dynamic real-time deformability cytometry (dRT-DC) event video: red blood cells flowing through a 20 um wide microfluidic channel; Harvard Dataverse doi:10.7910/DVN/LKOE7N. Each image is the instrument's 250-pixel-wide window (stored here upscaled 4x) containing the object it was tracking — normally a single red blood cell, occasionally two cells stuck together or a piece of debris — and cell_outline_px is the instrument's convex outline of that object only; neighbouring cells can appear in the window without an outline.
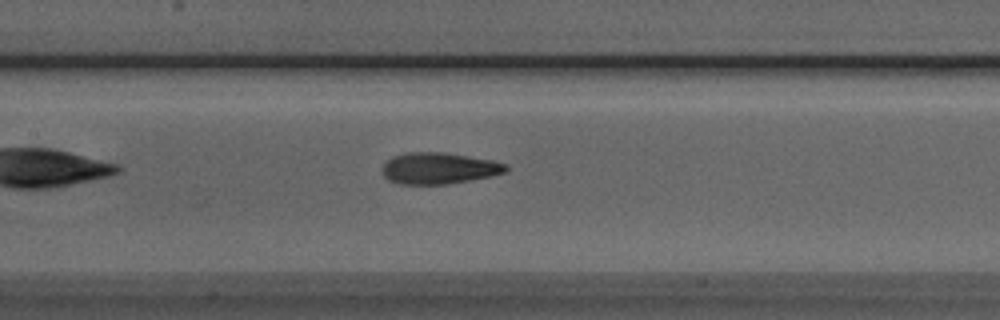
{"species": "Egyptian fruit bat (a non-hibernating species)", "species_latin": "Rousettus aegyptiacus", "temperature_condition": "room temperature", "stored_images_in_passage": 37, "camera_frame_rate_fps": 3000, "um_per_image_px": 0.085, "animal": {"sex": "male"}, "frame": {"image": 1, "passage_image": 9, "time_ms": 2.667, "image_size_px": [1000, 320], "cell_outline_px": [[508, 172], [448, 184], [400, 184], [388, 180], [384, 176], [384, 164], [392, 156], [404, 152], [444, 152], [492, 160], [508, 164]], "centroid_in_image_um": [37.31, 14.29], "position_along_channel_um": 170.1, "area_um2": 22.54}}
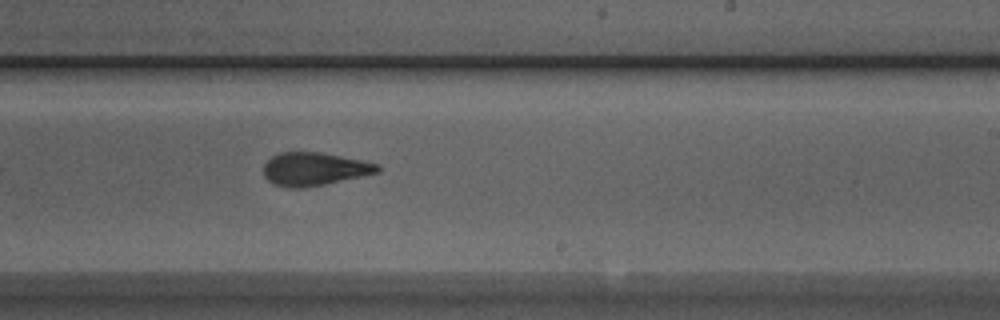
{"frame": {"image": 2, "passage_image": 16, "time_ms": 5.0, "image_size_px": [1000, 320], "cell_outline_px": [[380, 172], [364, 176], [304, 188], [288, 188], [272, 184], [264, 176], [264, 164], [272, 156], [280, 152], [320, 152], [380, 164]], "centroid_in_image_um": [26.71, 14.37], "position_along_channel_um": 262.3, "area_um2": 22.08}}
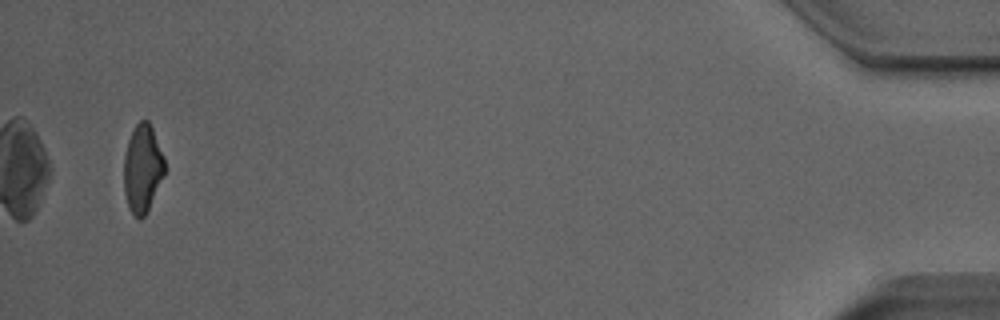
{"frame": {"image": 3, "passage_image": 35, "time_ms": 11.333, "image_size_px": [1000, 320], "cell_outline_px": [[164, 176], [144, 216], [140, 220], [128, 208], [124, 192], [124, 156], [128, 140], [136, 124], [140, 120], [148, 120], [152, 128], [164, 156]], "centroid_in_image_um": [12.1, 14.31], "position_along_channel_um": 423.1, "area_um2": 20.69}, "authors_computed_cell_mechanics": {"area_um2": 22.1952, "velocity_mm_per_s": 3.965, "shape_relaxation_time_tau1_ms": 5.2619, "shape_relaxation_time_tau2_ms": 2.1492, "deformation_change_tau1": 0.1727, "deformation_change_tau2": 0.1068}}